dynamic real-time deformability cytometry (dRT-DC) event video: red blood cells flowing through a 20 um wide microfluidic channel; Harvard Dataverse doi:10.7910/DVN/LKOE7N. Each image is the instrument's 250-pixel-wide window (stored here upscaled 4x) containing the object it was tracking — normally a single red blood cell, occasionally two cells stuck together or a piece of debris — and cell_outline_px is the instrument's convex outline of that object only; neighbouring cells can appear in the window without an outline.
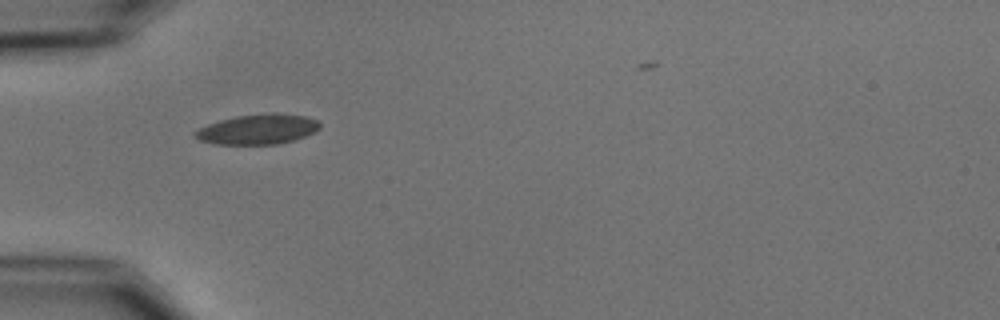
{"species": "common noctule bat (a hibernating species)", "species_latin": "Nyctalus noctula", "temperature_condition": "cold", "stored_images_in_passage": 3, "camera_frame_rate_fps": 3000, "um_per_image_px": 0.085, "animal": {"sex": "male", "body_mass_g": 15.6}, "frame": {"image": 1, "passage_image": 2, "time_ms": 2.0, "image_size_px": [1000, 320], "cell_outline_px": [[320, 128], [304, 136], [292, 140], [276, 144], [216, 144], [200, 140], [192, 136], [192, 132], [208, 124], [220, 120], [236, 116], [272, 112], [276, 112], [304, 116], [316, 120], [320, 124]], "centroid_in_image_um": [21.87, 10.98], "position_along_channel_um": 63.1, "area_um2": 21.73}}